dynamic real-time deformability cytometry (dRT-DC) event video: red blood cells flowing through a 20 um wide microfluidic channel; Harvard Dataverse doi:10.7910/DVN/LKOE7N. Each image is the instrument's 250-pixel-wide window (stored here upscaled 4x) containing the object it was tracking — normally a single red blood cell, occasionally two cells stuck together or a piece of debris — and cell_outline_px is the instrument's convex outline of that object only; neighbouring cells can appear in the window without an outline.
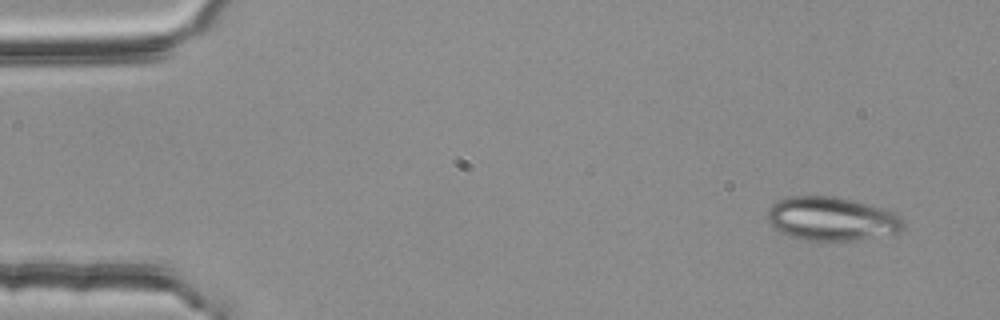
{"species": "common noctule bat (a hibernating species)", "species_latin": "Nyctalus noctula", "temperature_condition": "room temperature", "stored_images_in_passage": 3, "camera_frame_rate_fps": 3000, "um_per_image_px": 0.085, "animal": {"sex": "female", "body_mass_g": 25.1}, "frame": {"image": 1, "passage_image": 1, "time_ms": 0.0, "image_size_px": [1000, 320], "cell_outline_px": [[904, 228], [900, 232], [856, 240], [808, 240], [792, 236], [780, 232], [768, 220], [768, 208], [776, 200], [792, 196], [832, 196], [852, 200], [880, 208], [892, 212], [900, 216], [904, 220]], "centroid_in_image_um": [70.69, 18.59], "position_along_channel_um": 14.3, "area_um2": 34.22}}